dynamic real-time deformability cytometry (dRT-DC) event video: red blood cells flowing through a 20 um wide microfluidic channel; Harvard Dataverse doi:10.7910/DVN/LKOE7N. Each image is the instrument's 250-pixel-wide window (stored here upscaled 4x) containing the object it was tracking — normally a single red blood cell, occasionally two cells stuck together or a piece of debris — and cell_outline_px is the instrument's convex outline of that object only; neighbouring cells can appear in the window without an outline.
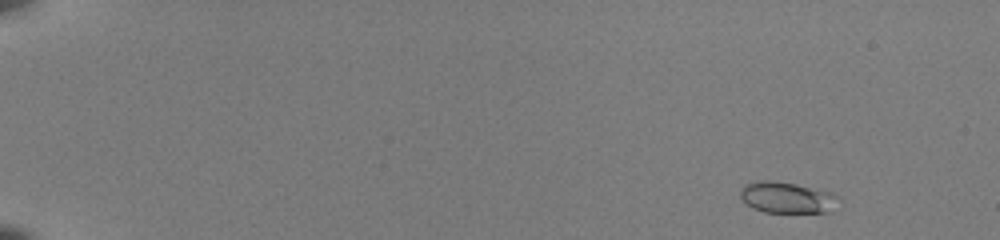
{"species": "common noctule bat (a hibernating species)", "species_latin": "Nyctalus noctula", "temperature_condition": "room temperature", "stored_images_in_passage": 49, "camera_frame_rate_fps": 3000, "um_per_image_px": 0.085, "animal": {"sex": "female", "body_mass_g": 22.0, "forearm_length_mm": 56.7}, "frame": {"image": 1, "passage_image": 1, "time_ms": 0.0, "image_size_px": [1000, 240], "cell_outline_px": [[840, 200], [824, 212], [764, 212], [752, 208], [740, 196], [740, 188], [744, 184], [760, 180], [772, 180], [796, 184], [832, 192], [840, 196]], "centroid_in_image_um": [66.86, 16.77], "position_along_channel_um": 18.1, "area_um2": 17.74}}
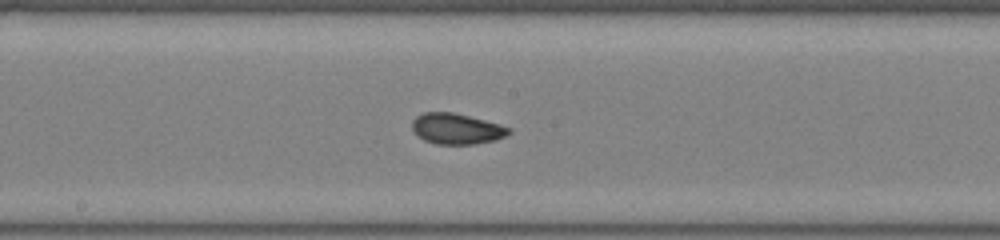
{"frame": {"image": 2, "passage_image": 27, "time_ms": 8.667, "image_size_px": [1000, 240], "cell_outline_px": [[512, 132], [496, 140], [476, 144], [436, 144], [424, 140], [416, 136], [412, 128], [412, 120], [416, 116], [424, 112], [452, 112], [500, 124], [512, 128]], "centroid_in_image_um": [38.8, 10.95], "position_along_channel_um": 209.4, "area_um2": 17.46}}
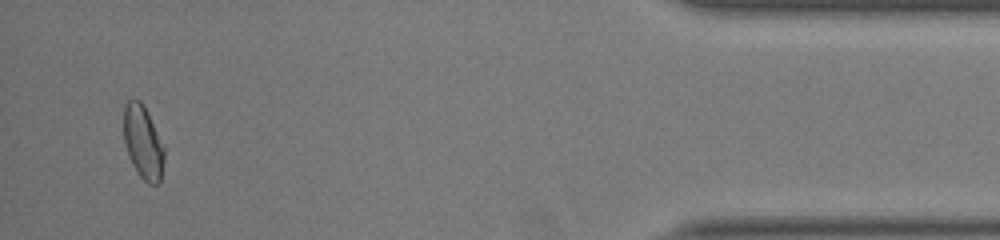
{"frame": {"image": 3, "passage_image": 47, "time_ms": 15.333, "image_size_px": [1000, 240], "cell_outline_px": [[164, 160], [160, 184], [148, 184], [136, 172], [128, 156], [124, 144], [124, 104], [128, 100], [140, 100], [144, 104], [164, 148]], "centroid_in_image_um": [12.15, 12.12], "position_along_channel_um": 423.1, "area_um2": 17.4}, "authors_computed_cell_mechanics": {"area_um2": 17.2244, "velocity_mm_per_s": 4.0184, "shape_relaxation_time_tau1_ms": 6.7542, "shape_relaxation_time_tau2_ms": 1.2745, "deformation_change_tau1": 0.1687, "deformation_change_tau2": 0.0537}}